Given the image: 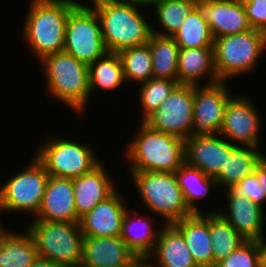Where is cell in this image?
Returning a JSON list of instances; mask_svg holds the SVG:
<instances>
[{"label": "cell", "instance_id": "1", "mask_svg": "<svg viewBox=\"0 0 266 267\" xmlns=\"http://www.w3.org/2000/svg\"><path fill=\"white\" fill-rule=\"evenodd\" d=\"M78 3V0H29L20 35L36 58L41 60L64 51L67 19Z\"/></svg>", "mask_w": 266, "mask_h": 267}, {"label": "cell", "instance_id": "2", "mask_svg": "<svg viewBox=\"0 0 266 267\" xmlns=\"http://www.w3.org/2000/svg\"><path fill=\"white\" fill-rule=\"evenodd\" d=\"M125 147L128 171L175 173L185 163V140L151 128L144 121Z\"/></svg>", "mask_w": 266, "mask_h": 267}, {"label": "cell", "instance_id": "3", "mask_svg": "<svg viewBox=\"0 0 266 267\" xmlns=\"http://www.w3.org/2000/svg\"><path fill=\"white\" fill-rule=\"evenodd\" d=\"M91 4L99 18L103 42L108 52L118 53L122 49L148 42L152 34V23L144 16L142 7L120 0H92Z\"/></svg>", "mask_w": 266, "mask_h": 267}, {"label": "cell", "instance_id": "4", "mask_svg": "<svg viewBox=\"0 0 266 267\" xmlns=\"http://www.w3.org/2000/svg\"><path fill=\"white\" fill-rule=\"evenodd\" d=\"M46 93L78 116L84 114L90 96L88 65L66 52L44 56L41 60Z\"/></svg>", "mask_w": 266, "mask_h": 267}, {"label": "cell", "instance_id": "5", "mask_svg": "<svg viewBox=\"0 0 266 267\" xmlns=\"http://www.w3.org/2000/svg\"><path fill=\"white\" fill-rule=\"evenodd\" d=\"M134 187L148 213L164 218L165 225L174 224L193 213L185 203L175 173L129 171Z\"/></svg>", "mask_w": 266, "mask_h": 267}, {"label": "cell", "instance_id": "6", "mask_svg": "<svg viewBox=\"0 0 266 267\" xmlns=\"http://www.w3.org/2000/svg\"><path fill=\"white\" fill-rule=\"evenodd\" d=\"M25 229L32 236L38 257L64 267H79L84 235L79 222L31 220Z\"/></svg>", "mask_w": 266, "mask_h": 267}, {"label": "cell", "instance_id": "7", "mask_svg": "<svg viewBox=\"0 0 266 267\" xmlns=\"http://www.w3.org/2000/svg\"><path fill=\"white\" fill-rule=\"evenodd\" d=\"M213 48L218 79L227 82L258 67L256 65L266 51V33L250 29L218 37L214 39Z\"/></svg>", "mask_w": 266, "mask_h": 267}, {"label": "cell", "instance_id": "8", "mask_svg": "<svg viewBox=\"0 0 266 267\" xmlns=\"http://www.w3.org/2000/svg\"><path fill=\"white\" fill-rule=\"evenodd\" d=\"M54 136V137H53ZM37 146L33 156L44 166L49 176L74 179L91 172L102 161L89 144L55 135Z\"/></svg>", "mask_w": 266, "mask_h": 267}, {"label": "cell", "instance_id": "9", "mask_svg": "<svg viewBox=\"0 0 266 267\" xmlns=\"http://www.w3.org/2000/svg\"><path fill=\"white\" fill-rule=\"evenodd\" d=\"M23 170L0 183V213H29L33 218L40 208L49 174L31 155Z\"/></svg>", "mask_w": 266, "mask_h": 267}, {"label": "cell", "instance_id": "10", "mask_svg": "<svg viewBox=\"0 0 266 267\" xmlns=\"http://www.w3.org/2000/svg\"><path fill=\"white\" fill-rule=\"evenodd\" d=\"M64 52L87 65L108 52L103 42L97 14L91 6L83 2H79L69 13Z\"/></svg>", "mask_w": 266, "mask_h": 267}, {"label": "cell", "instance_id": "11", "mask_svg": "<svg viewBox=\"0 0 266 267\" xmlns=\"http://www.w3.org/2000/svg\"><path fill=\"white\" fill-rule=\"evenodd\" d=\"M252 101L244 94H235L226 105L219 134L235 146L260 149L263 118Z\"/></svg>", "mask_w": 266, "mask_h": 267}, {"label": "cell", "instance_id": "12", "mask_svg": "<svg viewBox=\"0 0 266 267\" xmlns=\"http://www.w3.org/2000/svg\"><path fill=\"white\" fill-rule=\"evenodd\" d=\"M227 82L193 85V125L191 136L220 133L228 101L235 95Z\"/></svg>", "mask_w": 266, "mask_h": 267}, {"label": "cell", "instance_id": "13", "mask_svg": "<svg viewBox=\"0 0 266 267\" xmlns=\"http://www.w3.org/2000/svg\"><path fill=\"white\" fill-rule=\"evenodd\" d=\"M144 122L155 130L184 140L191 137L193 85L179 84Z\"/></svg>", "mask_w": 266, "mask_h": 267}, {"label": "cell", "instance_id": "14", "mask_svg": "<svg viewBox=\"0 0 266 267\" xmlns=\"http://www.w3.org/2000/svg\"><path fill=\"white\" fill-rule=\"evenodd\" d=\"M194 8L208 23L213 39L252 29L242 0L199 1Z\"/></svg>", "mask_w": 266, "mask_h": 267}, {"label": "cell", "instance_id": "15", "mask_svg": "<svg viewBox=\"0 0 266 267\" xmlns=\"http://www.w3.org/2000/svg\"><path fill=\"white\" fill-rule=\"evenodd\" d=\"M221 191L227 197L228 209L223 211L215 207L206 212H218L221 214L244 239L262 240L265 236V208L252 202L233 188Z\"/></svg>", "mask_w": 266, "mask_h": 267}, {"label": "cell", "instance_id": "16", "mask_svg": "<svg viewBox=\"0 0 266 267\" xmlns=\"http://www.w3.org/2000/svg\"><path fill=\"white\" fill-rule=\"evenodd\" d=\"M235 147L219 133L191 136L185 139V162L214 178Z\"/></svg>", "mask_w": 266, "mask_h": 267}, {"label": "cell", "instance_id": "17", "mask_svg": "<svg viewBox=\"0 0 266 267\" xmlns=\"http://www.w3.org/2000/svg\"><path fill=\"white\" fill-rule=\"evenodd\" d=\"M118 190L80 218L79 224L84 237L120 236L122 220L128 206L123 200L124 195Z\"/></svg>", "mask_w": 266, "mask_h": 267}, {"label": "cell", "instance_id": "18", "mask_svg": "<svg viewBox=\"0 0 266 267\" xmlns=\"http://www.w3.org/2000/svg\"><path fill=\"white\" fill-rule=\"evenodd\" d=\"M32 220L79 222L73 179L49 176L37 215Z\"/></svg>", "mask_w": 266, "mask_h": 267}, {"label": "cell", "instance_id": "19", "mask_svg": "<svg viewBox=\"0 0 266 267\" xmlns=\"http://www.w3.org/2000/svg\"><path fill=\"white\" fill-rule=\"evenodd\" d=\"M137 258L120 236L84 237L79 267H127Z\"/></svg>", "mask_w": 266, "mask_h": 267}, {"label": "cell", "instance_id": "20", "mask_svg": "<svg viewBox=\"0 0 266 267\" xmlns=\"http://www.w3.org/2000/svg\"><path fill=\"white\" fill-rule=\"evenodd\" d=\"M103 163L91 172L73 179L75 206L79 218L93 210L100 201L117 189L113 177L108 174Z\"/></svg>", "mask_w": 266, "mask_h": 267}, {"label": "cell", "instance_id": "21", "mask_svg": "<svg viewBox=\"0 0 266 267\" xmlns=\"http://www.w3.org/2000/svg\"><path fill=\"white\" fill-rule=\"evenodd\" d=\"M130 209L128 207L124 214L120 237L138 258H147L155 248L165 224L161 221L160 228L156 229L154 228L156 216L151 217V213L150 216H140L136 210L130 211Z\"/></svg>", "mask_w": 266, "mask_h": 267}, {"label": "cell", "instance_id": "22", "mask_svg": "<svg viewBox=\"0 0 266 267\" xmlns=\"http://www.w3.org/2000/svg\"><path fill=\"white\" fill-rule=\"evenodd\" d=\"M205 77L208 82L203 85L220 82L215 67L214 48H180L178 54V83L199 86L201 80H206Z\"/></svg>", "mask_w": 266, "mask_h": 267}, {"label": "cell", "instance_id": "23", "mask_svg": "<svg viewBox=\"0 0 266 267\" xmlns=\"http://www.w3.org/2000/svg\"><path fill=\"white\" fill-rule=\"evenodd\" d=\"M150 267H196L182 234L171 224L164 225L157 244L147 257Z\"/></svg>", "mask_w": 266, "mask_h": 267}, {"label": "cell", "instance_id": "24", "mask_svg": "<svg viewBox=\"0 0 266 267\" xmlns=\"http://www.w3.org/2000/svg\"><path fill=\"white\" fill-rule=\"evenodd\" d=\"M172 225L182 234L197 266L213 265L209 212L193 213Z\"/></svg>", "mask_w": 266, "mask_h": 267}, {"label": "cell", "instance_id": "25", "mask_svg": "<svg viewBox=\"0 0 266 267\" xmlns=\"http://www.w3.org/2000/svg\"><path fill=\"white\" fill-rule=\"evenodd\" d=\"M37 257L35 242L25 228L0 231V267H30Z\"/></svg>", "mask_w": 266, "mask_h": 267}, {"label": "cell", "instance_id": "26", "mask_svg": "<svg viewBox=\"0 0 266 267\" xmlns=\"http://www.w3.org/2000/svg\"><path fill=\"white\" fill-rule=\"evenodd\" d=\"M266 156L258 148L236 146L227 157L225 166L214 177L219 190L233 188L254 172L255 167Z\"/></svg>", "mask_w": 266, "mask_h": 267}, {"label": "cell", "instance_id": "27", "mask_svg": "<svg viewBox=\"0 0 266 267\" xmlns=\"http://www.w3.org/2000/svg\"><path fill=\"white\" fill-rule=\"evenodd\" d=\"M178 185L181 188L184 200L192 213H203L200 210V199H205L209 192L218 188V182L198 168L190 166L186 162L175 172Z\"/></svg>", "mask_w": 266, "mask_h": 267}, {"label": "cell", "instance_id": "28", "mask_svg": "<svg viewBox=\"0 0 266 267\" xmlns=\"http://www.w3.org/2000/svg\"><path fill=\"white\" fill-rule=\"evenodd\" d=\"M147 43L152 57L153 78L178 81L180 48L174 38L152 33Z\"/></svg>", "mask_w": 266, "mask_h": 267}, {"label": "cell", "instance_id": "29", "mask_svg": "<svg viewBox=\"0 0 266 267\" xmlns=\"http://www.w3.org/2000/svg\"><path fill=\"white\" fill-rule=\"evenodd\" d=\"M90 96L101 91H116L125 82L123 65L118 53L107 52L88 65Z\"/></svg>", "mask_w": 266, "mask_h": 267}, {"label": "cell", "instance_id": "30", "mask_svg": "<svg viewBox=\"0 0 266 267\" xmlns=\"http://www.w3.org/2000/svg\"><path fill=\"white\" fill-rule=\"evenodd\" d=\"M209 232L212 241L213 265L226 258L246 241L218 212H209Z\"/></svg>", "mask_w": 266, "mask_h": 267}, {"label": "cell", "instance_id": "31", "mask_svg": "<svg viewBox=\"0 0 266 267\" xmlns=\"http://www.w3.org/2000/svg\"><path fill=\"white\" fill-rule=\"evenodd\" d=\"M193 9L194 2L191 0H160L152 11L161 29L158 31L152 25V33L173 37Z\"/></svg>", "mask_w": 266, "mask_h": 267}, {"label": "cell", "instance_id": "32", "mask_svg": "<svg viewBox=\"0 0 266 267\" xmlns=\"http://www.w3.org/2000/svg\"><path fill=\"white\" fill-rule=\"evenodd\" d=\"M123 65L125 82L141 84L153 78L152 57L148 43L118 52Z\"/></svg>", "mask_w": 266, "mask_h": 267}, {"label": "cell", "instance_id": "33", "mask_svg": "<svg viewBox=\"0 0 266 267\" xmlns=\"http://www.w3.org/2000/svg\"><path fill=\"white\" fill-rule=\"evenodd\" d=\"M173 38L179 48L213 47L214 43L208 23L200 17L195 8L186 16Z\"/></svg>", "mask_w": 266, "mask_h": 267}, {"label": "cell", "instance_id": "34", "mask_svg": "<svg viewBox=\"0 0 266 267\" xmlns=\"http://www.w3.org/2000/svg\"><path fill=\"white\" fill-rule=\"evenodd\" d=\"M179 85L178 81L168 79H150L141 83L139 88L140 109L142 115L140 121H144L152 112H154L162 102Z\"/></svg>", "mask_w": 266, "mask_h": 267}, {"label": "cell", "instance_id": "35", "mask_svg": "<svg viewBox=\"0 0 266 267\" xmlns=\"http://www.w3.org/2000/svg\"><path fill=\"white\" fill-rule=\"evenodd\" d=\"M233 189L263 207L266 202V156L255 167L254 172Z\"/></svg>", "mask_w": 266, "mask_h": 267}, {"label": "cell", "instance_id": "36", "mask_svg": "<svg viewBox=\"0 0 266 267\" xmlns=\"http://www.w3.org/2000/svg\"><path fill=\"white\" fill-rule=\"evenodd\" d=\"M216 267H260V241L246 240Z\"/></svg>", "mask_w": 266, "mask_h": 267}, {"label": "cell", "instance_id": "37", "mask_svg": "<svg viewBox=\"0 0 266 267\" xmlns=\"http://www.w3.org/2000/svg\"><path fill=\"white\" fill-rule=\"evenodd\" d=\"M252 29L266 33V0H242Z\"/></svg>", "mask_w": 266, "mask_h": 267}, {"label": "cell", "instance_id": "38", "mask_svg": "<svg viewBox=\"0 0 266 267\" xmlns=\"http://www.w3.org/2000/svg\"><path fill=\"white\" fill-rule=\"evenodd\" d=\"M120 1H123V2H126V3H130L132 5H136V6H139V7H154L160 0H120Z\"/></svg>", "mask_w": 266, "mask_h": 267}, {"label": "cell", "instance_id": "39", "mask_svg": "<svg viewBox=\"0 0 266 267\" xmlns=\"http://www.w3.org/2000/svg\"><path fill=\"white\" fill-rule=\"evenodd\" d=\"M30 267H64L60 264H56L48 259L37 257Z\"/></svg>", "mask_w": 266, "mask_h": 267}, {"label": "cell", "instance_id": "40", "mask_svg": "<svg viewBox=\"0 0 266 267\" xmlns=\"http://www.w3.org/2000/svg\"><path fill=\"white\" fill-rule=\"evenodd\" d=\"M260 267H266V237L260 240Z\"/></svg>", "mask_w": 266, "mask_h": 267}, {"label": "cell", "instance_id": "41", "mask_svg": "<svg viewBox=\"0 0 266 267\" xmlns=\"http://www.w3.org/2000/svg\"><path fill=\"white\" fill-rule=\"evenodd\" d=\"M127 267H150L147 258H137L133 263Z\"/></svg>", "mask_w": 266, "mask_h": 267}, {"label": "cell", "instance_id": "42", "mask_svg": "<svg viewBox=\"0 0 266 267\" xmlns=\"http://www.w3.org/2000/svg\"><path fill=\"white\" fill-rule=\"evenodd\" d=\"M196 267H216V265H201V266H196Z\"/></svg>", "mask_w": 266, "mask_h": 267}, {"label": "cell", "instance_id": "43", "mask_svg": "<svg viewBox=\"0 0 266 267\" xmlns=\"http://www.w3.org/2000/svg\"><path fill=\"white\" fill-rule=\"evenodd\" d=\"M5 226L3 225L2 221L0 222V231L4 228Z\"/></svg>", "mask_w": 266, "mask_h": 267}, {"label": "cell", "instance_id": "44", "mask_svg": "<svg viewBox=\"0 0 266 267\" xmlns=\"http://www.w3.org/2000/svg\"><path fill=\"white\" fill-rule=\"evenodd\" d=\"M191 1H193L195 3V2H199V1H210V0H191Z\"/></svg>", "mask_w": 266, "mask_h": 267}]
</instances>
